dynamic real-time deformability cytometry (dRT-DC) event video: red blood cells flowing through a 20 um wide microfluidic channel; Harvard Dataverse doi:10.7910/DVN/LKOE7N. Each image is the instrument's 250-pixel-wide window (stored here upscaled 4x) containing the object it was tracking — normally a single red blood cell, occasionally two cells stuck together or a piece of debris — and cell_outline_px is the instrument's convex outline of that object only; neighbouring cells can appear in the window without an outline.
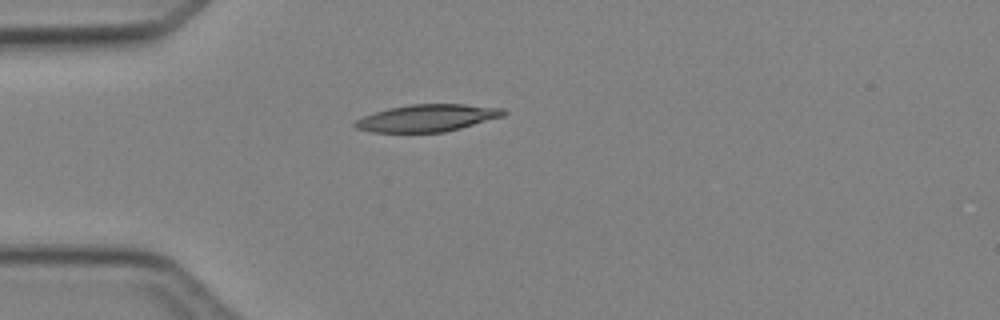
{"species": "Egyptian fruit bat (a non-hibernating species)", "species_latin": "Rousettus aegyptiacus", "temperature_condition": "cold", "stored_images_in_passage": 3, "camera_frame_rate_fps": 3000, "um_per_image_px": 0.085, "animal": {"sex": "female"}, "frame": {"image": 1, "passage_image": 3, "time_ms": 3.0, "image_size_px": [1000, 320], "cell_outline_px": [[508, 112], [504, 116], [460, 128], [444, 132], [372, 132], [356, 128], [352, 124], [356, 120], [364, 116], [388, 108], [412, 104], [464, 104], [504, 108]], "centroid_in_image_um": [36.34, 10.02], "position_along_channel_um": 48.7, "area_um2": 23.41}}